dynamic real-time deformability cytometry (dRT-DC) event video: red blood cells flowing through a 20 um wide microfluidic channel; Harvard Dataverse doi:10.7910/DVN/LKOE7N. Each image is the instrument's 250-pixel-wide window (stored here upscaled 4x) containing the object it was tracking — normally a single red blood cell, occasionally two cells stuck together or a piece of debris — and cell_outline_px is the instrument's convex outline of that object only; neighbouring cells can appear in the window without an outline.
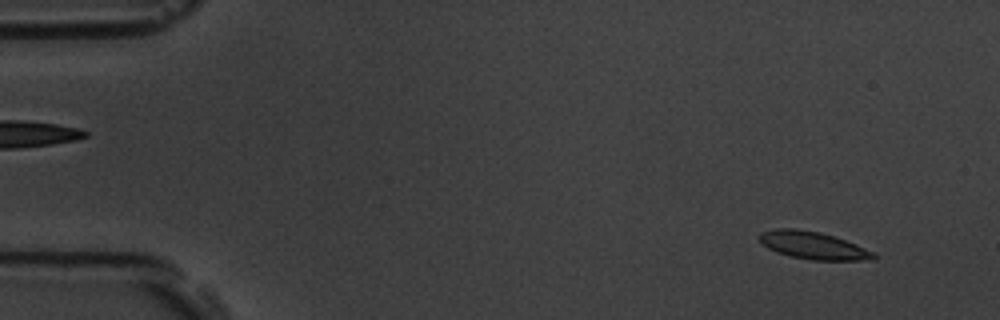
{"species": "common noctule bat (a hibernating species)", "species_latin": "Nyctalus noctula", "temperature_condition": "room temperature", "stored_images_in_passage": 56, "camera_frame_rate_fps": 3000, "um_per_image_px": 0.085, "animal": {"sex": "male", "body_mass_g": 19.5, "forearm_length_mm": 54.6}, "frame": {"image": 1, "passage_image": 4, "time_ms": 1.0, "image_size_px": [1000, 320], "cell_outline_px": [[876, 260], [812, 260], [788, 256], [776, 252], [768, 248], [756, 236], [760, 232], [776, 228], [796, 228], [820, 232], [856, 244], [876, 252]], "centroid_in_image_um": [69.11, 20.86], "position_along_channel_um": 15.9, "area_um2": 18.5}}
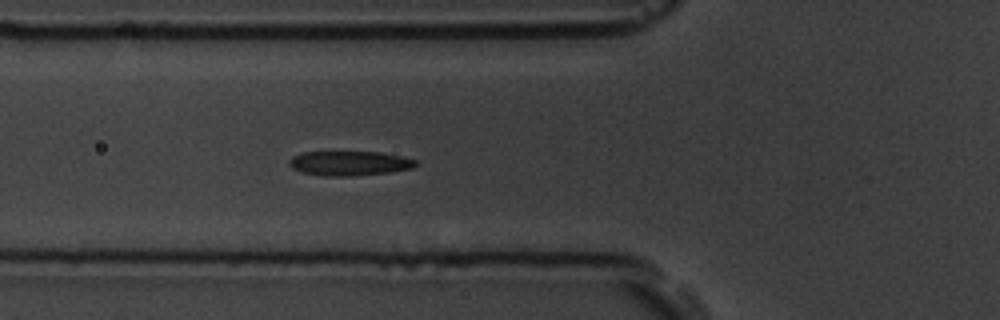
{"frame": {"image": 2, "passage_image": 20, "time_ms": 6.333, "image_size_px": [1000, 320], "cell_outline_px": [[420, 164], [412, 168], [392, 172], [352, 176], [324, 176], [304, 172], [292, 168], [288, 164], [288, 160], [292, 156], [304, 152], [380, 152], [400, 156], [416, 160]], "centroid_in_image_um": [29.72, 13.88], "position_along_channel_um": 96.1, "area_um2": 18.15}}
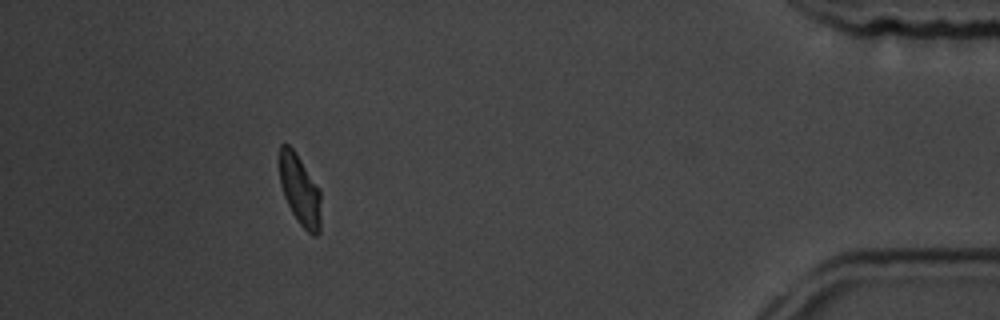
{"frame": {"image": 3, "passage_image": 51, "time_ms": 16.667, "image_size_px": [1000, 320], "cell_outline_px": [[320, 232], [316, 236], [312, 236], [296, 220], [284, 196], [280, 184], [280, 144], [288, 144], [296, 152], [320, 192]], "centroid_in_image_um": [25.48, 16.19], "position_along_channel_um": 409.7, "area_um2": 16.76}, "authors_computed_cell_mechanics": {"area_um2": 18.6116, "velocity_mm_per_s": 3.5846, "shape_relaxation_time_tau1_ms": 3.024, "shape_relaxation_time_tau2_ms": 1.3268, "deformation_change_tau1": 0.123, "deformation_change_tau2": 0.0648}}